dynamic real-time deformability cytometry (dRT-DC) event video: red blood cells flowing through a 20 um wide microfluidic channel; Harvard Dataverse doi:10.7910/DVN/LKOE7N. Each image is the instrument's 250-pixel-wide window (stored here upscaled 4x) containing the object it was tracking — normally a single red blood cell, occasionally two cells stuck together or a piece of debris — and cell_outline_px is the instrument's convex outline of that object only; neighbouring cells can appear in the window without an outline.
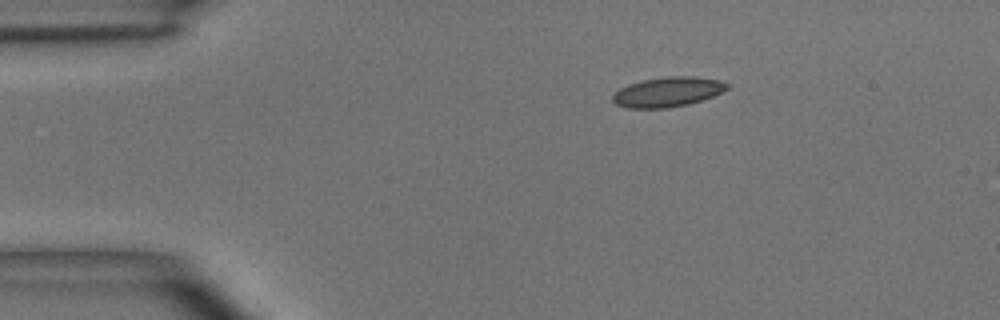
{"species": "common noctule bat (a hibernating species)", "species_latin": "Nyctalus noctula", "temperature_condition": "room temperature", "stored_images_in_passage": 42, "camera_frame_rate_fps": 3000, "um_per_image_px": 0.085, "animal": {"sex": "male", "body_mass_g": 15.6}, "frame": {"image": 1, "passage_image": 1, "time_ms": 0.0, "image_size_px": [1000, 320], "cell_outline_px": [[728, 88], [712, 96], [688, 104], [668, 108], [628, 108], [616, 104], [612, 100], [612, 96], [620, 88], [628, 84], [644, 80], [668, 76], [692, 76], [720, 80], [728, 84]], "centroid_in_image_um": [56.73, 7.81], "position_along_channel_um": 28.3, "area_um2": 19.65}}
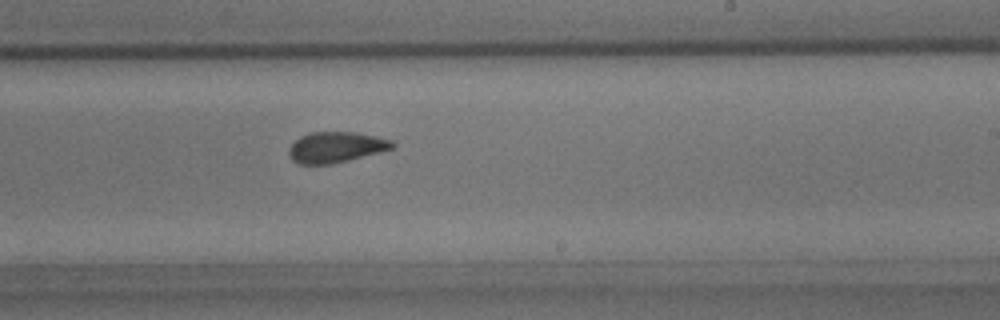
{"frame": {"image": 2, "passage_image": 23, "time_ms": 7.333, "image_size_px": [1000, 320], "cell_outline_px": [[396, 148], [332, 164], [300, 164], [292, 160], [288, 152], [292, 144], [300, 136], [308, 132], [356, 132], [376, 136], [392, 140], [396, 144]], "centroid_in_image_um": [28.59, 12.5], "position_along_channel_um": 260.4, "area_um2": 18.61}}
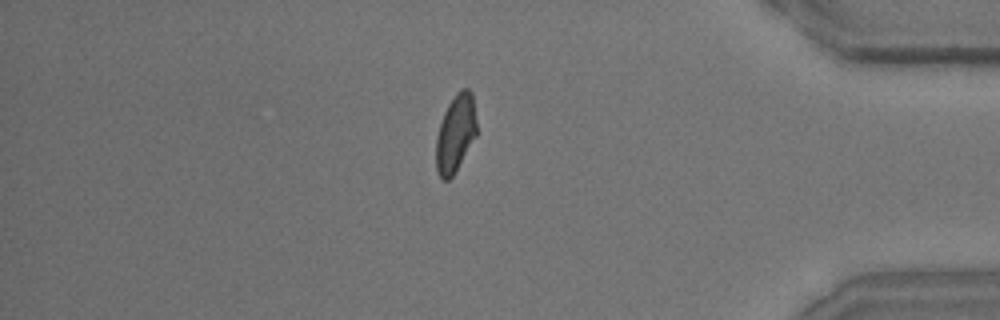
{"frame": {"image": 3, "passage_image": 36, "time_ms": 11.667, "image_size_px": [1000, 320], "cell_outline_px": [[476, 136], [452, 176], [448, 180], [440, 180], [436, 172], [436, 136], [444, 112], [448, 104], [456, 92], [460, 88], [468, 88], [472, 92], [476, 120]], "centroid_in_image_um": [38.7, 11.33], "position_along_channel_um": 396.5, "area_um2": 18.38}, "authors_computed_cell_mechanics": {"area_um2": 19.074, "velocity_mm_per_s": 3.8856, "shape_relaxation_time_tau1_ms": 5.0905, "shape_relaxation_time_tau2_ms": 2.0123, "deformation_change_tau1": 0.1264, "deformation_change_tau2": 0.0752}}